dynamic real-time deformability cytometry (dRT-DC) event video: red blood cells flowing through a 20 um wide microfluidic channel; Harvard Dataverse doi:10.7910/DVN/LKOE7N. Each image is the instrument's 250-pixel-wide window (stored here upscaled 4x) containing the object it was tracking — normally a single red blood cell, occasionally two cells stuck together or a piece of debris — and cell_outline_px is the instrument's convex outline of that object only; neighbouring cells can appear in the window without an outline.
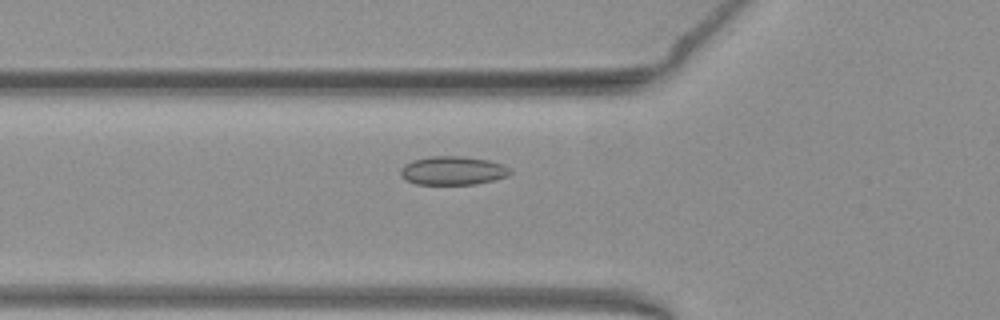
{"species": "common noctule bat (a hibernating species)", "species_latin": "Nyctalus noctula", "temperature_condition": "warm", "stored_images_in_passage": 43, "camera_frame_rate_fps": 3000, "um_per_image_px": 0.085, "animal": {"sex": "female", "body_mass_g": 19.3, "forearm_length_mm": 54.1}, "frame": {"image": 1, "passage_image": 9, "time_ms": 2.667, "image_size_px": [1000, 320], "cell_outline_px": [[512, 172], [508, 176], [496, 180], [476, 184], [416, 184], [400, 176], [400, 168], [404, 164], [412, 160], [428, 156], [464, 156], [488, 160], [504, 164]], "centroid_in_image_um": [38.49, 14.49], "position_along_channel_um": 87.3, "area_um2": 18.5}}
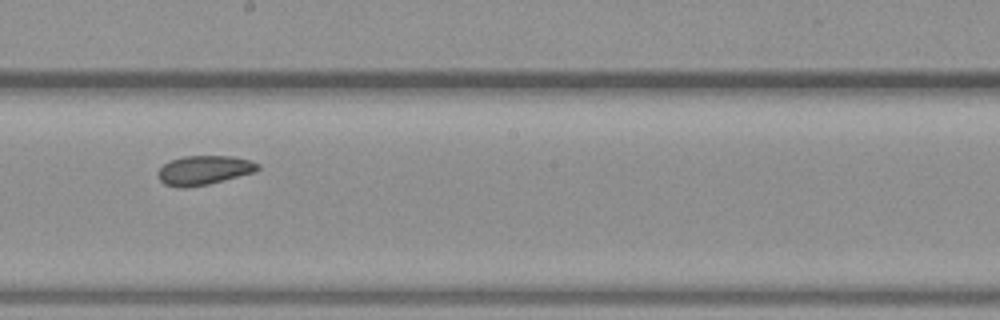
{"frame": {"image": 2, "passage_image": 20, "time_ms": 6.333, "image_size_px": [1000, 320], "cell_outline_px": [[260, 168], [256, 172], [208, 184], [184, 188], [180, 188], [164, 184], [160, 180], [156, 172], [164, 164], [172, 160], [184, 156], [232, 156], [248, 160], [260, 164]], "centroid_in_image_um": [17.34, 14.47], "position_along_channel_um": 230.9, "area_um2": 16.99}}
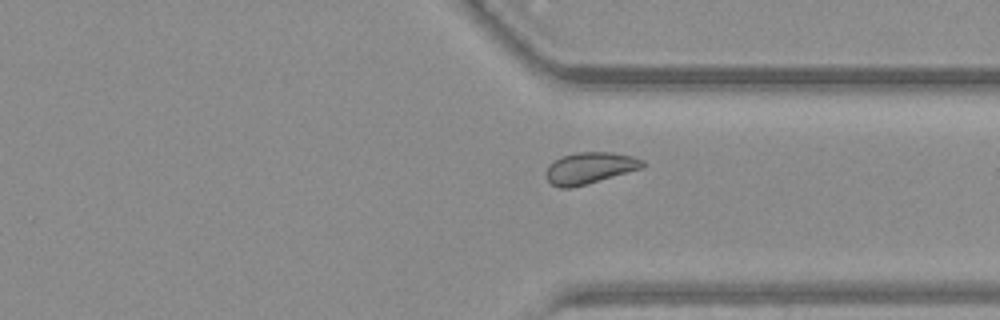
{"frame": {"image": 3, "passage_image": 30, "time_ms": 9.667, "image_size_px": [1000, 320], "cell_outline_px": [[644, 164], [640, 168], [600, 180], [572, 188], [560, 188], [552, 184], [548, 180], [548, 164], [552, 160], [560, 156], [576, 152], [612, 152], [632, 156], [644, 160]], "centroid_in_image_um": [50.09, 14.26], "position_along_channel_um": 361.3, "area_um2": 17.51}}